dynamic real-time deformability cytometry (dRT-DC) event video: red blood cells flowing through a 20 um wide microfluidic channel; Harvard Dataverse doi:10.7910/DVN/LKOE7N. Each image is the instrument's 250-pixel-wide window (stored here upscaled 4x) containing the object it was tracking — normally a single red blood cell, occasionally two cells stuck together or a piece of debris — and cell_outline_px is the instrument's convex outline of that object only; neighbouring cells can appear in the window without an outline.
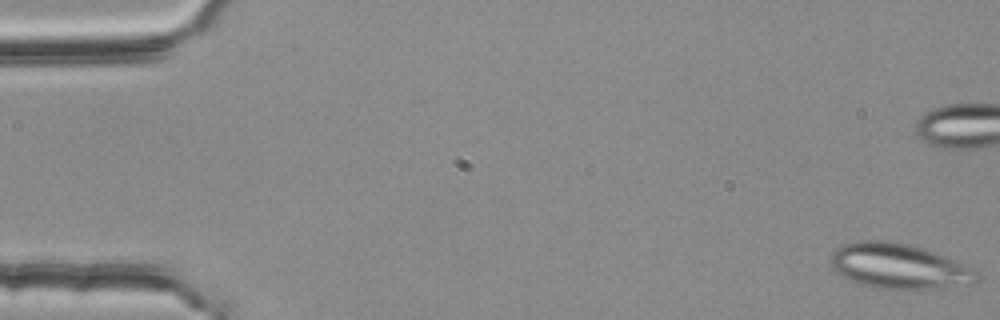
{"species": "common noctule bat (a hibernating species)", "species_latin": "Nyctalus noctula", "temperature_condition": "room temperature", "stored_images_in_passage": 54, "segment_of_instrument_passage": [1, 2], "camera_frame_rate_fps": 3000, "um_per_image_px": 0.085, "animal": {"sex": "female", "body_mass_g": 25.1}, "frame": {"image": 1, "passage_image": 1, "time_ms": 0.0, "image_size_px": [1000, 320], "cell_outline_px": [[980, 280], [972, 284], [924, 288], [884, 288], [864, 284], [852, 280], [836, 272], [832, 268], [832, 252], [836, 248], [844, 244], [856, 240], [888, 240], [912, 244], [924, 248], [944, 256], [976, 272], [980, 276]], "centroid_in_image_um": [76.37, 22.59], "position_along_channel_um": 8.6, "area_um2": 37.63}}